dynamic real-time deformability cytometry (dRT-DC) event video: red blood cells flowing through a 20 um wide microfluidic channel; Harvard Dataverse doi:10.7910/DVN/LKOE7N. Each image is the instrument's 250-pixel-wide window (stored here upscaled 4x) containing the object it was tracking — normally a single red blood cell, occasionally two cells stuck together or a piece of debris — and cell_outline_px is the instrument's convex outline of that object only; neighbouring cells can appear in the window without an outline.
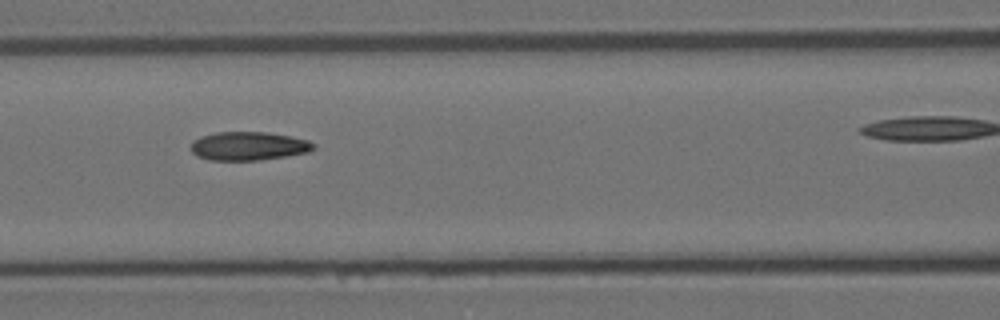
{"species": "Egyptian fruit bat (a non-hibernating species)", "species_latin": "Rousettus aegyptiacus", "temperature_condition": "room temperature", "stored_images_in_passage": 10, "camera_frame_rate_fps": 3000, "um_per_image_px": 0.085, "animal": {"sex": "female"}, "frame": {"image": 1, "passage_image": 4, "time_ms": 4.333, "image_size_px": [1000, 320], "cell_outline_px": [[316, 148], [308, 152], [260, 160], [208, 160], [196, 156], [192, 152], [192, 140], [200, 136], [216, 132], [264, 132], [292, 136], [308, 140], [316, 144]], "centroid_in_image_um": [21.12, 12.41], "position_along_channel_um": 145.5, "area_um2": 20.52}}